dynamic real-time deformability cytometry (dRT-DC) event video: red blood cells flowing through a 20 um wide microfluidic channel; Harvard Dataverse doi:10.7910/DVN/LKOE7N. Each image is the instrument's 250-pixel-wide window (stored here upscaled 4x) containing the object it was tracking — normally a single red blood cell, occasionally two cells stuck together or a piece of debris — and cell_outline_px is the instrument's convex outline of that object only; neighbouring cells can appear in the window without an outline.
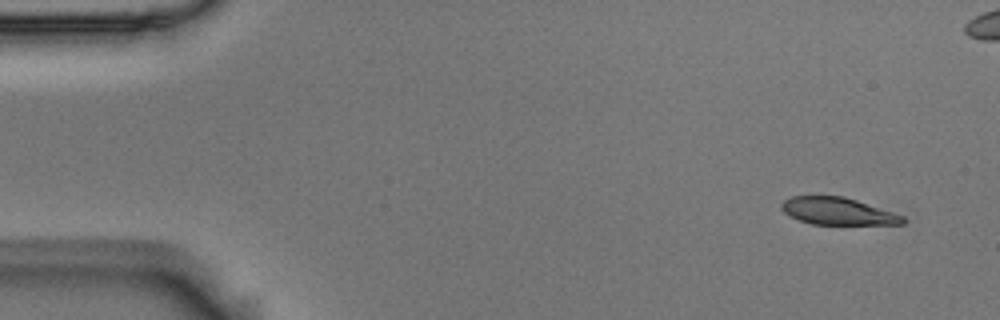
{"species": "Egyptian fruit bat (a non-hibernating species)", "species_latin": "Rousettus aegyptiacus", "temperature_condition": "room temperature", "stored_images_in_passage": 6, "camera_frame_rate_fps": 3000, "um_per_image_px": 0.085, "animal": {"sex": "male"}, "frame": {"image": 1, "passage_image": 1, "time_ms": 0.0, "image_size_px": [1000, 320], "cell_outline_px": [[908, 220], [904, 224], [812, 224], [788, 216], [780, 208], [780, 204], [784, 200], [792, 196], [844, 196], [904, 216]], "centroid_in_image_um": [71.19, 17.95], "position_along_channel_um": 13.8, "area_um2": 19.19}}
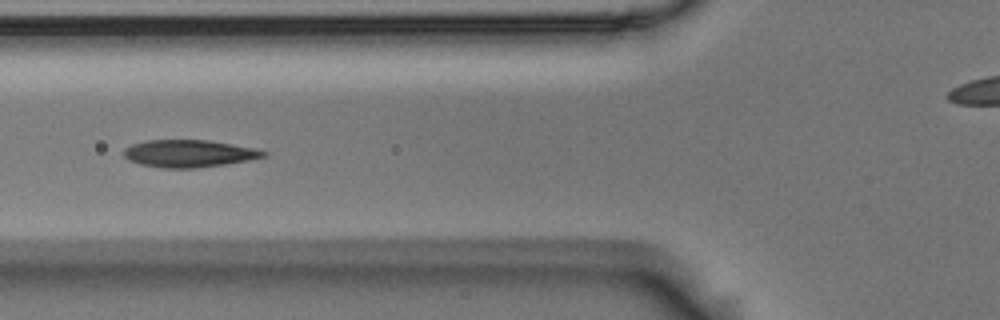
{"frame": {"image": 2, "passage_image": 6, "time_ms": 1.667, "image_size_px": [1000, 320], "cell_outline_px": [[268, 152], [264, 156], [248, 160], [224, 164], [192, 168], [160, 168], [140, 164], [128, 160], [124, 156], [124, 148], [132, 144], [144, 140], [208, 140], [256, 148]], "centroid_in_image_um": [16.02, 13.04], "position_along_channel_um": 109.8, "area_um2": 22.2}}